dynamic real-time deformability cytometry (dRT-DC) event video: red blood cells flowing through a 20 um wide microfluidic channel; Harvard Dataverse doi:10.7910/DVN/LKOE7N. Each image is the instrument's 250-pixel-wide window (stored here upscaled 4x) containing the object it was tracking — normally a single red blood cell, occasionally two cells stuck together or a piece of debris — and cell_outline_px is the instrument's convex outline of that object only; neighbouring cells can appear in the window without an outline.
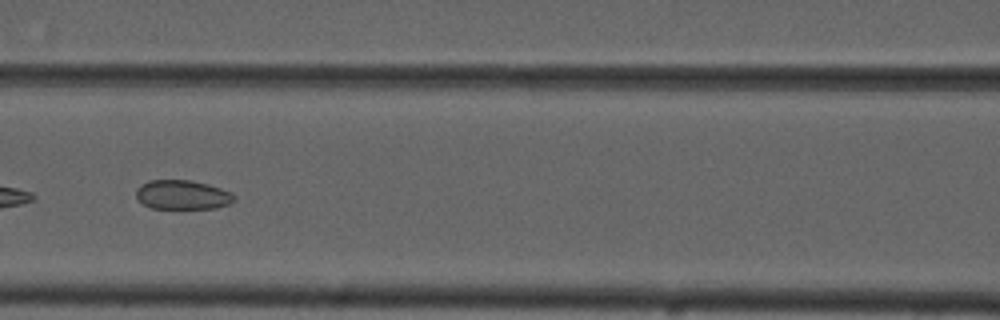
{"species": "common noctule bat (a hibernating species)", "species_latin": "Nyctalus noctula", "temperature_condition": "cold", "stored_images_in_passage": 7, "camera_frame_rate_fps": 3000, "um_per_image_px": 0.085, "animal": {"sex": "male", "forearm_length_mm": 52.5}, "frame": {"image": 1, "passage_image": 7, "time_ms": 7.0, "image_size_px": [1000, 320], "cell_outline_px": [[236, 200], [228, 204], [216, 208], [152, 208], [136, 200], [136, 188], [140, 184], [148, 180], [192, 180], [208, 184], [232, 192], [236, 196]], "centroid_in_image_um": [15.5, 16.55], "position_along_channel_um": 151.1, "area_um2": 16.94}}